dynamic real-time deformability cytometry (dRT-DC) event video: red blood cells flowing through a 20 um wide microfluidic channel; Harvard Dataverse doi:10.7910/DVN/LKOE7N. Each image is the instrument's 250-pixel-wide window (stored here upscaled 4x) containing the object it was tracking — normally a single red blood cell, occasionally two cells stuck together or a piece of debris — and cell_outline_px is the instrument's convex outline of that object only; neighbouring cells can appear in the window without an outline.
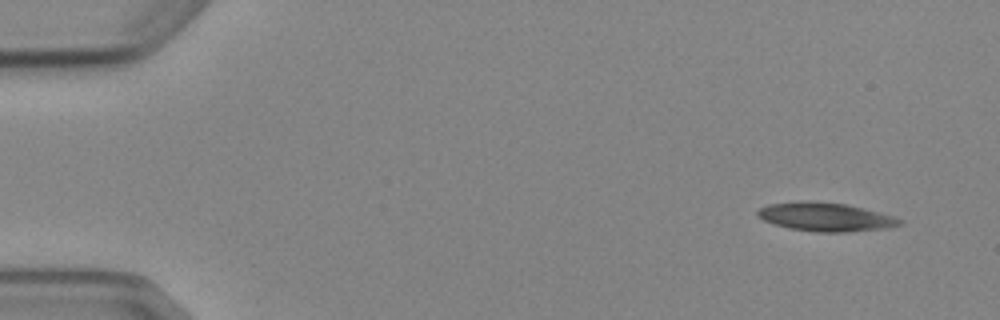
{"species": "Egyptian fruit bat (a non-hibernating species)", "species_latin": "Rousettus aegyptiacus", "temperature_condition": "cold", "stored_images_in_passage": 7, "camera_frame_rate_fps": 3000, "um_per_image_px": 0.085, "animal": {"sex": "female"}, "frame": {"image": 1, "passage_image": 1, "time_ms": 0.0, "image_size_px": [1000, 320], "cell_outline_px": [[904, 224], [888, 228], [844, 232], [816, 232], [788, 228], [772, 224], [756, 216], [756, 212], [760, 208], [768, 204], [800, 200], [804, 200], [844, 204], [892, 216], [904, 220]], "centroid_in_image_um": [70.12, 18.44], "position_along_channel_um": 14.9, "area_um2": 23.7}}
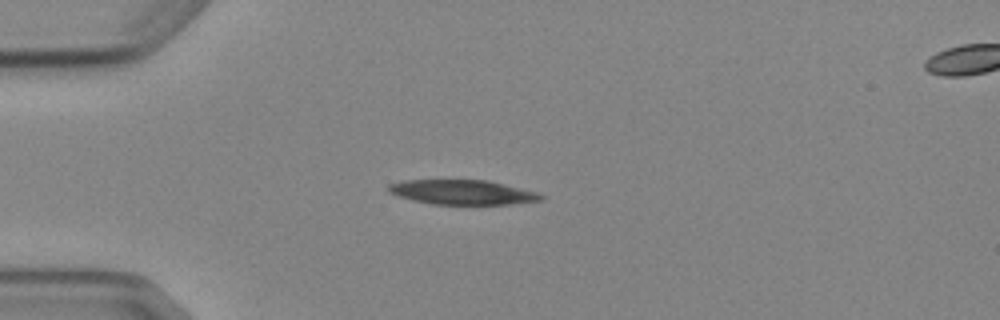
{"frame": {"image": 2, "passage_image": 4, "time_ms": 3.333, "image_size_px": [1000, 320], "cell_outline_px": [[548, 196], [544, 200], [512, 204], [432, 204], [412, 200], [388, 192], [388, 184], [404, 180], [488, 180], [540, 192]], "centroid_in_image_um": [39.4, 16.34], "position_along_channel_um": 45.6, "area_um2": 22.14}}
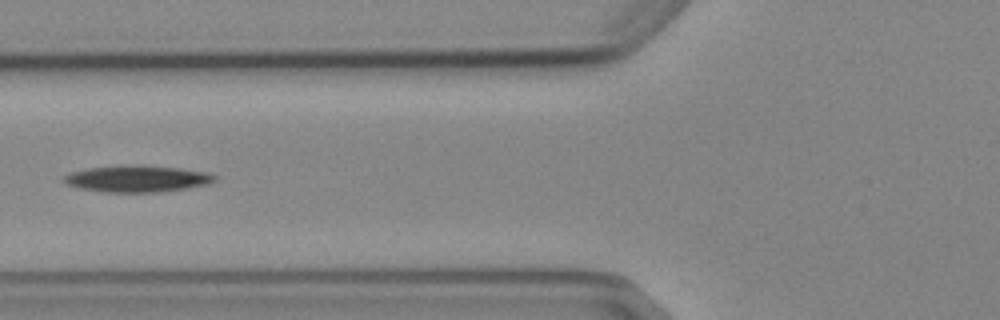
{"frame": {"image": 3, "passage_image": 6, "time_ms": 5.667, "image_size_px": [1000, 320], "cell_outline_px": [[216, 180], [208, 184], [160, 192], [104, 192], [80, 188], [64, 184], [64, 176], [72, 172], [88, 168], [180, 168], [208, 172], [216, 176]], "centroid_in_image_um": [11.68, 15.25], "position_along_channel_um": 114.1, "area_um2": 22.02}}